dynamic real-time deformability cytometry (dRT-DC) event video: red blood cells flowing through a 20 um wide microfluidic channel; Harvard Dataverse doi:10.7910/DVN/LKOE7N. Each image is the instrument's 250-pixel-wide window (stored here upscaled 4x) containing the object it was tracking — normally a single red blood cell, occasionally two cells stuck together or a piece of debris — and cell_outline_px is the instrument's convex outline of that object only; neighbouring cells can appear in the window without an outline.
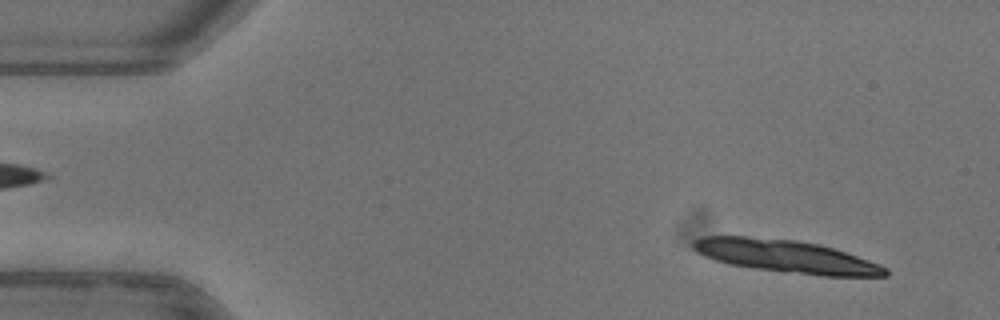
{"species": "common noctule bat (a hibernating species)", "species_latin": "Nyctalus noctula", "temperature_condition": "warm", "stored_images_in_passage": 10, "camera_frame_rate_fps": 3000, "um_per_image_px": 0.085, "animal": {"sex": "female"}, "frame": {"image": 1, "passage_image": 1, "time_ms": 0.0, "image_size_px": [1000, 320], "cell_outline_px": [[888, 276], [820, 276], [784, 272], [752, 268], [728, 264], [704, 256], [696, 252], [692, 248], [692, 240], [704, 236], [744, 236], [796, 240], [820, 244], [880, 264], [888, 268]], "centroid_in_image_um": [66.79, 21.79], "position_along_channel_um": 18.2, "area_um2": 36.7}}